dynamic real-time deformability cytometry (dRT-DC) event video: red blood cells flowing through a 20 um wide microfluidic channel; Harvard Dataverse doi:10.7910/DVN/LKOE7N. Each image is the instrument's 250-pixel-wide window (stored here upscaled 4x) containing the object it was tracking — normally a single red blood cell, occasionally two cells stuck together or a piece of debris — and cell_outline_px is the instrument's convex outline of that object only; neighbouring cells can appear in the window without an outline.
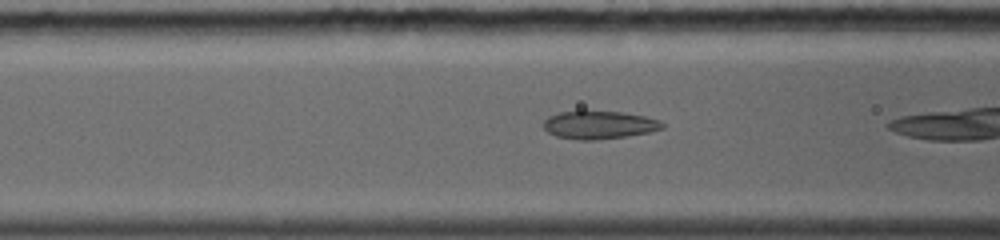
{"species": "common noctule bat (a hibernating species)", "species_latin": "Nyctalus noctula", "temperature_condition": "warm", "stored_images_in_passage": 11, "camera_frame_rate_fps": 5000, "um_per_image_px": 0.085, "animal": {"sex": "female", "body_mass_g": 19.0, "forearm_length_mm": 56.7}, "frame": {"image": 1, "passage_image": 7, "time_ms": 1.8, "image_size_px": [1000, 240], "cell_outline_px": [[664, 128], [648, 132], [628, 136], [596, 140], [580, 140], [556, 136], [548, 132], [544, 128], [544, 120], [548, 116], [556, 112], [580, 108], [584, 108], [624, 112], [644, 116], [660, 120], [664, 124]], "centroid_in_image_um": [50.88, 10.56], "position_along_channel_um": 115.7, "area_um2": 20.29}}
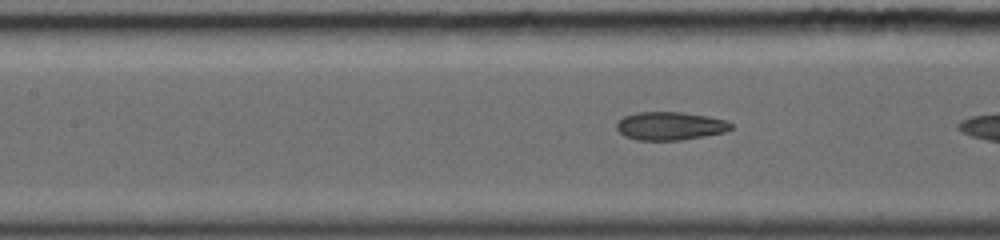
{"frame": {"image": 2, "passage_image": 10, "time_ms": 2.6, "image_size_px": [1000, 240], "cell_outline_px": [[732, 128], [724, 132], [704, 136], [680, 140], [636, 140], [624, 136], [616, 128], [616, 124], [624, 116], [636, 112], [680, 112], [708, 116], [724, 120], [732, 124]], "centroid_in_image_um": [56.93, 10.7], "position_along_channel_um": 150.5, "area_um2": 18.73}}